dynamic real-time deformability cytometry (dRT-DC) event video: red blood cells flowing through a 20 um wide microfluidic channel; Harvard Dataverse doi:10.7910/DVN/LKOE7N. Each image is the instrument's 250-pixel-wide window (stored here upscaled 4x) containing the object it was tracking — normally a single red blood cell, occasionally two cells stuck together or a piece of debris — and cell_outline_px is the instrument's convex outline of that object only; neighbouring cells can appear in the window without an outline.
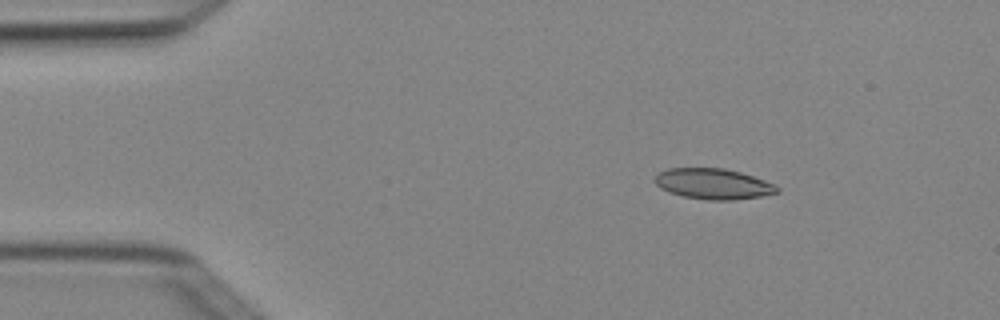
{"species": "Egyptian fruit bat (a non-hibernating species)", "species_latin": "Rousettus aegyptiacus", "temperature_condition": "cold", "stored_images_in_passage": 4, "camera_frame_rate_fps": 3000, "um_per_image_px": 0.085, "animal": {"sex": "female"}, "frame": {"image": 1, "passage_image": 1, "time_ms": 0.0, "image_size_px": [1000, 320], "cell_outline_px": [[780, 192], [760, 196], [732, 200], [708, 200], [684, 196], [668, 192], [660, 188], [652, 180], [660, 172], [668, 168], [724, 168], [740, 172], [776, 184], [780, 188]], "centroid_in_image_um": [60.63, 15.63], "position_along_channel_um": 24.4, "area_um2": 21.85}}